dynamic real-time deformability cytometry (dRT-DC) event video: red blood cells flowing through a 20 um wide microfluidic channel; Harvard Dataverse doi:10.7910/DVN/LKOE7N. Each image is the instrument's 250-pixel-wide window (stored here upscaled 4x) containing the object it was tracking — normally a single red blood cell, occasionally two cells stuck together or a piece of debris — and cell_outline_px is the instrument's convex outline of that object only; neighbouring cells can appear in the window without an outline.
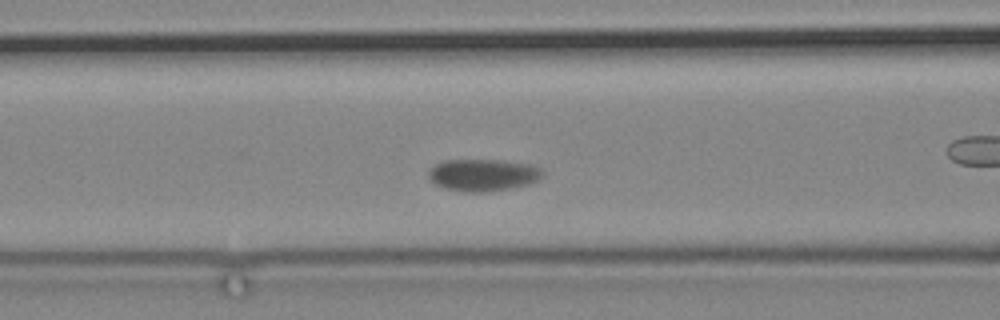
{"species": "common noctule bat (a hibernating species)", "species_latin": "Nyctalus noctula", "temperature_condition": "cold", "stored_images_in_passage": 48, "camera_frame_rate_fps": 3000, "um_per_image_px": 0.085, "animal": {"sex": "male", "body_mass_g": 19.2, "forearm_length_mm": 51.8}, "frame": {"image": 1, "passage_image": 8, "time_ms": 2.333, "image_size_px": [1000, 320], "cell_outline_px": [[544, 172], [536, 180], [528, 184], [488, 192], [464, 192], [448, 188], [436, 184], [428, 176], [428, 168], [444, 160], [500, 160], [532, 164], [540, 168]], "centroid_in_image_um": [41.04, 14.86], "position_along_channel_um": 125.6, "area_um2": 21.15}}